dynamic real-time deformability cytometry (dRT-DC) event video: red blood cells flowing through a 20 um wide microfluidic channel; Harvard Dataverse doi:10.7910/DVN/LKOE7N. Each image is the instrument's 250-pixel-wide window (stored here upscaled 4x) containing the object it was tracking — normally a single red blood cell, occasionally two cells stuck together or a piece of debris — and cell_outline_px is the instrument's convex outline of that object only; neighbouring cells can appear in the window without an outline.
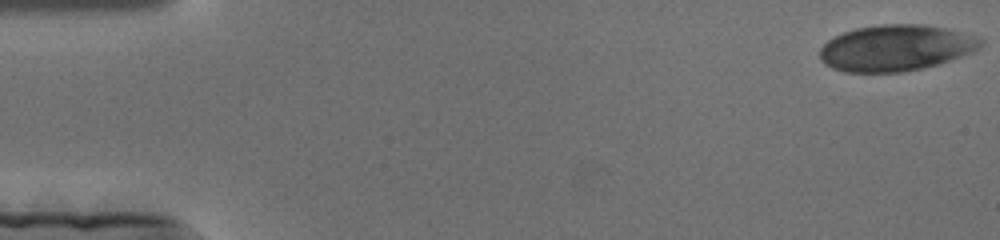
{"species": "human", "species_latin": "Homo sapiens", "temperature_condition": "cold", "stored_images_in_passage": 166, "camera_frame_rate_fps": 3000, "um_per_image_px": 0.085, "donor": {"sex": "female"}, "frame": {"image": 1, "passage_image": 1, "time_ms": 0.0, "image_size_px": [1000, 240], "cell_outline_px": [[984, 44], [980, 48], [972, 52], [924, 68], [900, 72], [844, 72], [832, 68], [824, 64], [820, 60], [820, 48], [828, 40], [844, 32], [856, 28], [880, 24], [924, 24], [944, 28], [980, 36], [984, 40]], "centroid_in_image_um": [76.16, 4.07], "position_along_channel_um": 8.8, "area_um2": 43.35}}
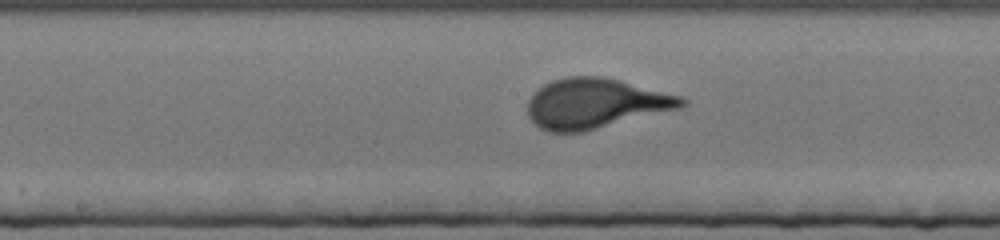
{"frame": {"image": 2, "passage_image": 84, "time_ms": 27.667, "image_size_px": [1000, 240], "cell_outline_px": [[688, 104], [680, 108], [584, 132], [548, 132], [540, 128], [528, 116], [528, 100], [532, 92], [544, 84], [552, 80], [568, 76], [604, 76], [684, 96], [688, 100]], "centroid_in_image_um": [50.63, 8.78], "position_along_channel_um": 197.6, "area_um2": 45.32}}
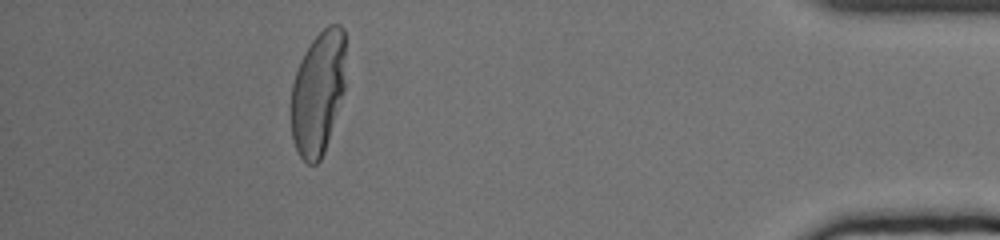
{"frame": {"image": 3, "passage_image": 149, "time_ms": 49.333, "image_size_px": [1000, 240], "cell_outline_px": [[344, 92], [324, 152], [320, 160], [316, 164], [308, 164], [300, 156], [296, 148], [292, 136], [288, 108], [292, 84], [300, 60], [304, 52], [312, 40], [328, 24], [340, 24], [344, 28]], "centroid_in_image_um": [26.99, 7.9], "position_along_channel_um": 408.2, "area_um2": 39.82}}